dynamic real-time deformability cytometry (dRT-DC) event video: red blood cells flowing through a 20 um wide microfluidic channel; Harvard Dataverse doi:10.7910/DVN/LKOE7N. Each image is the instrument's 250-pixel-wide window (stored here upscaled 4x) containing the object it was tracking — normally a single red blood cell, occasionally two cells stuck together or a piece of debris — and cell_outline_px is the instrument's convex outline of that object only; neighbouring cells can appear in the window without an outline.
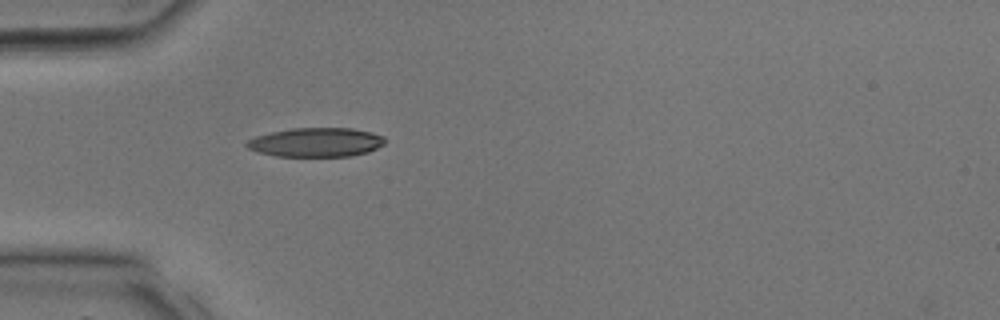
{"species": "common noctule bat (a hibernating species)", "species_latin": "Nyctalus noctula", "temperature_condition": "room temperature", "stored_images_in_passage": 24, "camera_frame_rate_fps": 3000, "um_per_image_px": 0.085, "animal": {"sex": "male", "body_mass_g": 17.9, "forearm_length_mm": 54.2}, "frame": {"image": 1, "passage_image": 1, "time_ms": 0.0, "image_size_px": [1000, 320], "cell_outline_px": [[388, 140], [384, 144], [368, 152], [352, 156], [276, 156], [260, 152], [248, 148], [244, 144], [248, 140], [256, 136], [272, 132], [292, 128], [352, 128], [372, 132], [384, 136]], "centroid_in_image_um": [26.91, 12.09], "position_along_channel_um": 58.1, "area_um2": 23.47}}
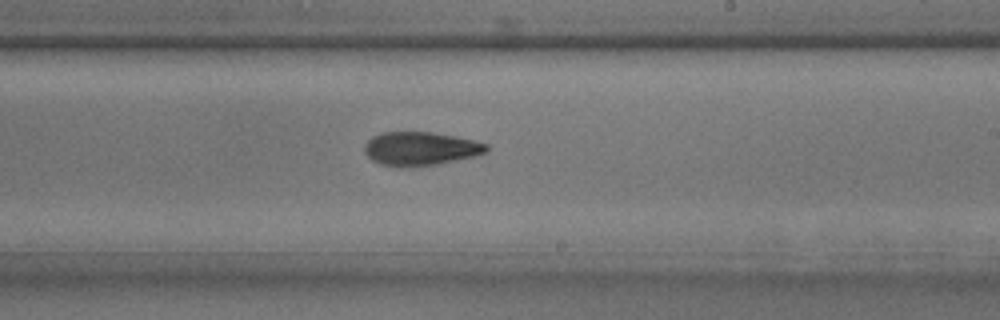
{"frame": {"image": 2, "passage_image": 11, "time_ms": 3.333, "image_size_px": [1000, 320], "cell_outline_px": [[488, 152], [456, 160], [436, 164], [408, 168], [400, 168], [380, 164], [372, 160], [364, 152], [364, 144], [372, 136], [380, 132], [432, 132], [456, 136], [488, 144]], "centroid_in_image_um": [35.69, 12.64], "position_along_channel_um": 253.3, "area_um2": 24.1}}
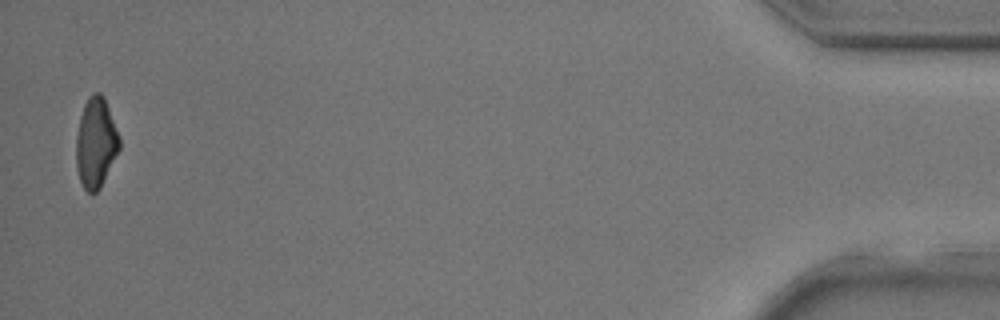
{"frame": {"image": 3, "passage_image": 24, "time_ms": 7.667, "image_size_px": [1000, 320], "cell_outline_px": [[120, 148], [100, 188], [92, 196], [84, 188], [80, 180], [76, 164], [76, 136], [80, 116], [84, 104], [88, 96], [92, 92], [100, 92], [104, 96], [120, 136]], "centroid_in_image_um": [8.15, 12.11], "position_along_channel_um": 427.1, "area_um2": 22.89}}